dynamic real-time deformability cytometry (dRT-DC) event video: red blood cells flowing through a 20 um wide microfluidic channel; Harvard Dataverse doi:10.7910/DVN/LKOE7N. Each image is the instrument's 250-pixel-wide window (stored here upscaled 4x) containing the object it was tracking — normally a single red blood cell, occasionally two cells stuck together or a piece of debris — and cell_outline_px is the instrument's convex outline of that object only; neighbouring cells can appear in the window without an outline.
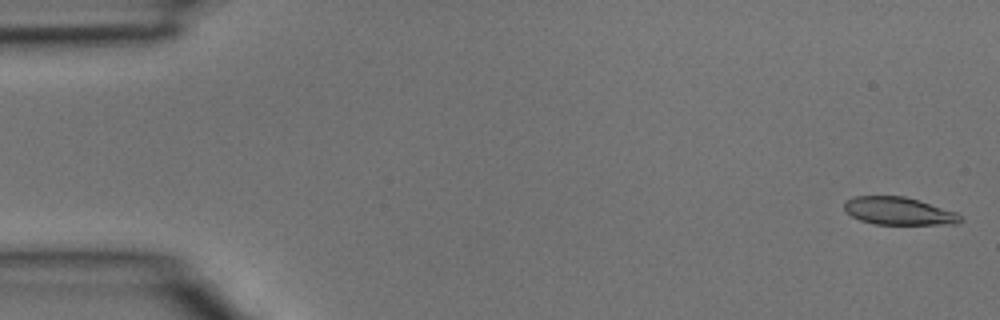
{"species": "common noctule bat (a hibernating species)", "species_latin": "Nyctalus noctula", "temperature_condition": "room temperature", "stored_images_in_passage": 3, "camera_frame_rate_fps": 3000, "um_per_image_px": 0.085, "animal": {"sex": "male", "body_mass_g": 15.6}, "frame": {"image": 1, "passage_image": 1, "time_ms": 0.0, "image_size_px": [1000, 320], "cell_outline_px": [[964, 220], [960, 224], [876, 224], [860, 220], [852, 216], [844, 208], [844, 200], [856, 196], [904, 196], [956, 212]], "centroid_in_image_um": [76.39, 17.94], "position_along_channel_um": 8.6, "area_um2": 18.61}}
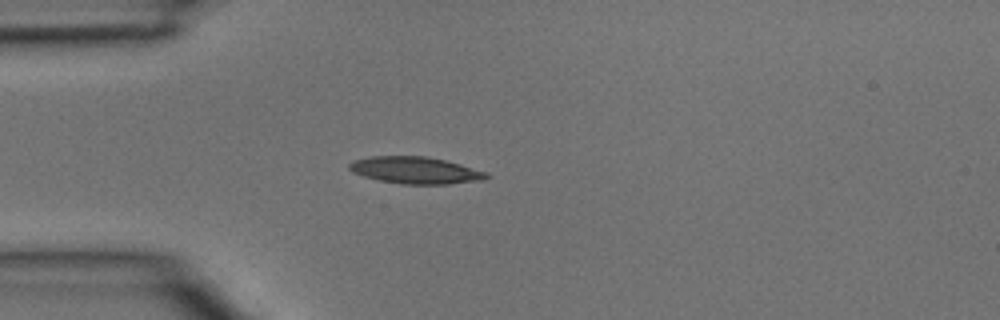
{"frame": {"image": 2, "passage_image": 3, "time_ms": 0.667, "image_size_px": [1000, 320], "cell_outline_px": [[492, 176], [484, 180], [448, 184], [400, 184], [380, 180], [364, 176], [352, 172], [348, 168], [348, 164], [352, 160], [368, 156], [424, 156], [444, 160], [460, 164], [488, 172]], "centroid_in_image_um": [35.32, 14.47], "position_along_channel_um": 49.7, "area_um2": 21.68}}